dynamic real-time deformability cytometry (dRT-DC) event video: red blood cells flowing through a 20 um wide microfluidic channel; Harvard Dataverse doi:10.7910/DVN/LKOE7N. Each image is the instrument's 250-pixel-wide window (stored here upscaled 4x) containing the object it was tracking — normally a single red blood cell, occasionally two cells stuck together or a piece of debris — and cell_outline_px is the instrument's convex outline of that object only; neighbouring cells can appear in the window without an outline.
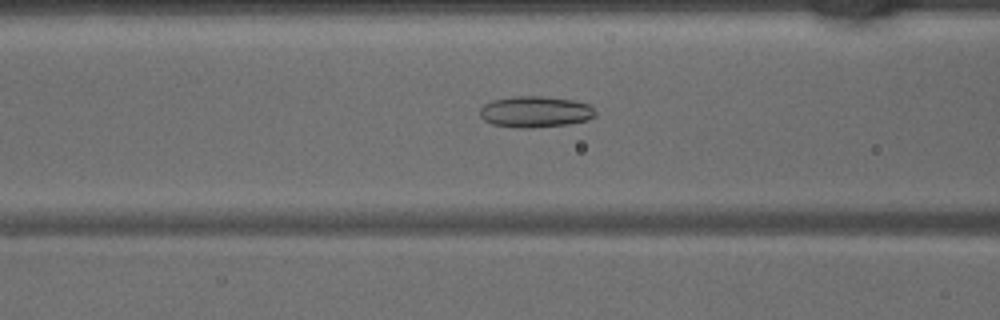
{"species": "common noctule bat (a hibernating species)", "species_latin": "Nyctalus noctula", "temperature_condition": "warm", "stored_images_in_passage": 45, "camera_frame_rate_fps": 3000, "um_per_image_px": 0.085, "animal": {"sex": "male", "body_mass_g": 15.6}, "frame": {"image": 1, "passage_image": 18, "time_ms": 5.667, "image_size_px": [1000, 320], "cell_outline_px": [[596, 116], [588, 120], [568, 124], [528, 128], [512, 128], [492, 124], [484, 120], [480, 116], [480, 108], [484, 104], [492, 100], [516, 96], [540, 96], [576, 100], [588, 104], [596, 112]], "centroid_in_image_um": [45.49, 9.5], "position_along_channel_um": 121.1, "area_um2": 21.15}}
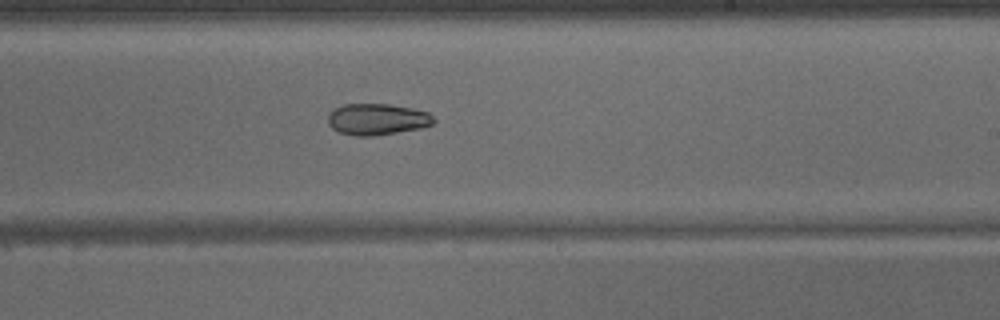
{"frame": {"image": 2, "passage_image": 27, "time_ms": 8.667, "image_size_px": [1000, 320], "cell_outline_px": [[436, 120], [432, 124], [420, 128], [372, 136], [356, 136], [340, 132], [332, 128], [328, 124], [328, 116], [336, 108], [344, 104], [388, 104], [412, 108], [428, 112]], "centroid_in_image_um": [32.06, 10.13], "position_along_channel_um": 256.9, "area_um2": 19.13}}
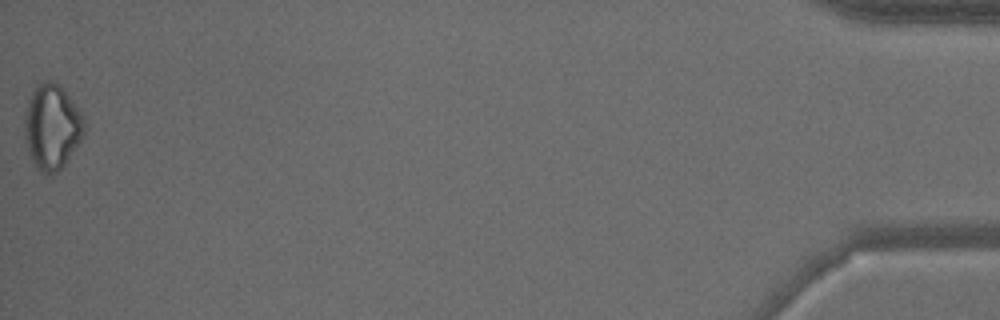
{"frame": {"image": 3, "passage_image": 45, "time_ms": 14.667, "image_size_px": [1000, 320], "cell_outline_px": [[84, 132], [80, 140], [64, 164], [56, 172], [40, 172], [36, 168], [32, 160], [24, 140], [24, 112], [32, 88], [36, 84], [44, 80], [52, 80], [60, 84], [64, 88], [80, 112], [84, 120]], "centroid_in_image_um": [4.37, 10.71], "position_along_channel_um": 430.8, "area_um2": 29.65}}